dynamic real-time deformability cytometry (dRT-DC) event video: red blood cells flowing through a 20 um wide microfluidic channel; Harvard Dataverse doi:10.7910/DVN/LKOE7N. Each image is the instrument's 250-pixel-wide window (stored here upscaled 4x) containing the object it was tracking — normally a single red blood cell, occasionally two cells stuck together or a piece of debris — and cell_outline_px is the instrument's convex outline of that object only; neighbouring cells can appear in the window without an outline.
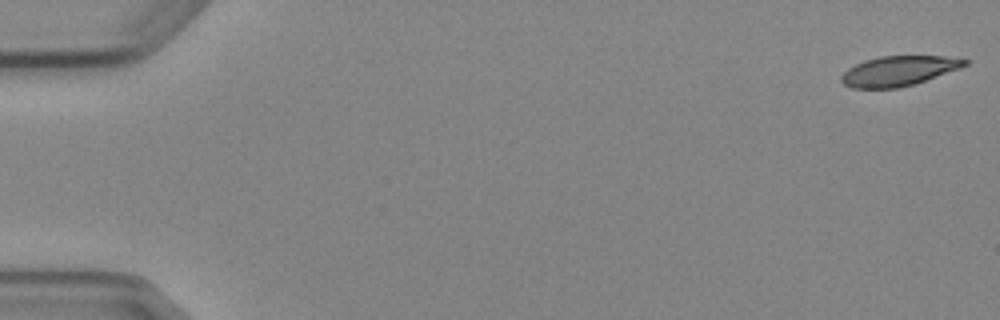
{"species": "Egyptian fruit bat (a non-hibernating species)", "species_latin": "Rousettus aegyptiacus", "temperature_condition": "cold", "stored_images_in_passage": 4, "camera_frame_rate_fps": 3000, "um_per_image_px": 0.085, "animal": {"sex": "female"}, "frame": {"image": 1, "passage_image": 1, "time_ms": 0.0, "image_size_px": [1000, 320], "cell_outline_px": [[972, 60], [968, 64], [960, 68], [900, 88], [852, 88], [844, 84], [840, 80], [840, 76], [848, 68], [864, 60], [880, 56], [944, 56]], "centroid_in_image_um": [76.37, 6.02], "position_along_channel_um": 8.6, "area_um2": 21.39}}